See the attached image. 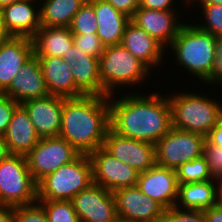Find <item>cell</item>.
Instances as JSON below:
<instances>
[{"label": "cell", "mask_w": 222, "mask_h": 222, "mask_svg": "<svg viewBox=\"0 0 222 222\" xmlns=\"http://www.w3.org/2000/svg\"><path fill=\"white\" fill-rule=\"evenodd\" d=\"M110 128L117 134L155 144L171 128V108L167 96L124 95L109 101Z\"/></svg>", "instance_id": "6da1fadb"}, {"label": "cell", "mask_w": 222, "mask_h": 222, "mask_svg": "<svg viewBox=\"0 0 222 222\" xmlns=\"http://www.w3.org/2000/svg\"><path fill=\"white\" fill-rule=\"evenodd\" d=\"M111 96L82 95L63 98L59 136L81 154H90L102 147L110 128Z\"/></svg>", "instance_id": "7a4b0ae2"}, {"label": "cell", "mask_w": 222, "mask_h": 222, "mask_svg": "<svg viewBox=\"0 0 222 222\" xmlns=\"http://www.w3.org/2000/svg\"><path fill=\"white\" fill-rule=\"evenodd\" d=\"M169 97L172 127L207 137L222 120V105L204 95L174 94Z\"/></svg>", "instance_id": "3957f363"}, {"label": "cell", "mask_w": 222, "mask_h": 222, "mask_svg": "<svg viewBox=\"0 0 222 222\" xmlns=\"http://www.w3.org/2000/svg\"><path fill=\"white\" fill-rule=\"evenodd\" d=\"M170 47L178 64L204 81L211 72L215 58L216 37L196 25L183 24Z\"/></svg>", "instance_id": "277c9868"}, {"label": "cell", "mask_w": 222, "mask_h": 222, "mask_svg": "<svg viewBox=\"0 0 222 222\" xmlns=\"http://www.w3.org/2000/svg\"><path fill=\"white\" fill-rule=\"evenodd\" d=\"M93 184L92 163L88 154H80L37 183V200L71 201Z\"/></svg>", "instance_id": "5b68a950"}, {"label": "cell", "mask_w": 222, "mask_h": 222, "mask_svg": "<svg viewBox=\"0 0 222 222\" xmlns=\"http://www.w3.org/2000/svg\"><path fill=\"white\" fill-rule=\"evenodd\" d=\"M150 70L122 44L107 46L99 58L101 96L113 95L118 85L138 84ZM117 85V86H116Z\"/></svg>", "instance_id": "8992f818"}, {"label": "cell", "mask_w": 222, "mask_h": 222, "mask_svg": "<svg viewBox=\"0 0 222 222\" xmlns=\"http://www.w3.org/2000/svg\"><path fill=\"white\" fill-rule=\"evenodd\" d=\"M37 202V183L26 157L10 154L0 163V204L11 207Z\"/></svg>", "instance_id": "52a82bcc"}, {"label": "cell", "mask_w": 222, "mask_h": 222, "mask_svg": "<svg viewBox=\"0 0 222 222\" xmlns=\"http://www.w3.org/2000/svg\"><path fill=\"white\" fill-rule=\"evenodd\" d=\"M205 141L202 135L172 127L155 143L156 165L177 170L202 156Z\"/></svg>", "instance_id": "ba28073f"}, {"label": "cell", "mask_w": 222, "mask_h": 222, "mask_svg": "<svg viewBox=\"0 0 222 222\" xmlns=\"http://www.w3.org/2000/svg\"><path fill=\"white\" fill-rule=\"evenodd\" d=\"M80 154L66 139L56 136L40 138L25 157L29 171L38 183L62 165L75 160Z\"/></svg>", "instance_id": "9c48e42d"}, {"label": "cell", "mask_w": 222, "mask_h": 222, "mask_svg": "<svg viewBox=\"0 0 222 222\" xmlns=\"http://www.w3.org/2000/svg\"><path fill=\"white\" fill-rule=\"evenodd\" d=\"M92 163L93 183L114 192L137 185V170L116 159L103 146L89 154Z\"/></svg>", "instance_id": "30bf717a"}, {"label": "cell", "mask_w": 222, "mask_h": 222, "mask_svg": "<svg viewBox=\"0 0 222 222\" xmlns=\"http://www.w3.org/2000/svg\"><path fill=\"white\" fill-rule=\"evenodd\" d=\"M103 147L116 159L143 172L156 165L155 144L124 137L108 129Z\"/></svg>", "instance_id": "8fae6325"}, {"label": "cell", "mask_w": 222, "mask_h": 222, "mask_svg": "<svg viewBox=\"0 0 222 222\" xmlns=\"http://www.w3.org/2000/svg\"><path fill=\"white\" fill-rule=\"evenodd\" d=\"M117 215L127 222H160L165 208L142 193L137 186L113 192Z\"/></svg>", "instance_id": "7c38bea8"}, {"label": "cell", "mask_w": 222, "mask_h": 222, "mask_svg": "<svg viewBox=\"0 0 222 222\" xmlns=\"http://www.w3.org/2000/svg\"><path fill=\"white\" fill-rule=\"evenodd\" d=\"M71 201L81 222H105L117 215L113 192L94 183Z\"/></svg>", "instance_id": "4fadbf2b"}, {"label": "cell", "mask_w": 222, "mask_h": 222, "mask_svg": "<svg viewBox=\"0 0 222 222\" xmlns=\"http://www.w3.org/2000/svg\"><path fill=\"white\" fill-rule=\"evenodd\" d=\"M136 186L165 209L175 206L177 202L178 181L174 169L155 165L139 174Z\"/></svg>", "instance_id": "5bb4252c"}, {"label": "cell", "mask_w": 222, "mask_h": 222, "mask_svg": "<svg viewBox=\"0 0 222 222\" xmlns=\"http://www.w3.org/2000/svg\"><path fill=\"white\" fill-rule=\"evenodd\" d=\"M21 105L26 109L40 138L59 136L62 123V97L48 95L26 101Z\"/></svg>", "instance_id": "9a60e30c"}, {"label": "cell", "mask_w": 222, "mask_h": 222, "mask_svg": "<svg viewBox=\"0 0 222 222\" xmlns=\"http://www.w3.org/2000/svg\"><path fill=\"white\" fill-rule=\"evenodd\" d=\"M19 104L49 95L38 57L28 59L4 92Z\"/></svg>", "instance_id": "2e32d148"}, {"label": "cell", "mask_w": 222, "mask_h": 222, "mask_svg": "<svg viewBox=\"0 0 222 222\" xmlns=\"http://www.w3.org/2000/svg\"><path fill=\"white\" fill-rule=\"evenodd\" d=\"M177 17L173 10L159 11L138 7L130 20L165 47L167 43L171 45L184 24L178 22Z\"/></svg>", "instance_id": "e0dca14e"}, {"label": "cell", "mask_w": 222, "mask_h": 222, "mask_svg": "<svg viewBox=\"0 0 222 222\" xmlns=\"http://www.w3.org/2000/svg\"><path fill=\"white\" fill-rule=\"evenodd\" d=\"M62 58L71 66L75 84L84 95L101 96L99 58L84 53L75 44L64 53Z\"/></svg>", "instance_id": "ac0fdd59"}, {"label": "cell", "mask_w": 222, "mask_h": 222, "mask_svg": "<svg viewBox=\"0 0 222 222\" xmlns=\"http://www.w3.org/2000/svg\"><path fill=\"white\" fill-rule=\"evenodd\" d=\"M33 55V42L28 37L11 36L0 45V93L9 88L23 64Z\"/></svg>", "instance_id": "d6986e66"}, {"label": "cell", "mask_w": 222, "mask_h": 222, "mask_svg": "<svg viewBox=\"0 0 222 222\" xmlns=\"http://www.w3.org/2000/svg\"><path fill=\"white\" fill-rule=\"evenodd\" d=\"M39 59L43 77L49 92L62 98L84 95L76 86L71 66L58 56H36Z\"/></svg>", "instance_id": "ffe728a7"}, {"label": "cell", "mask_w": 222, "mask_h": 222, "mask_svg": "<svg viewBox=\"0 0 222 222\" xmlns=\"http://www.w3.org/2000/svg\"><path fill=\"white\" fill-rule=\"evenodd\" d=\"M33 1L19 0L0 9L4 26L11 36L32 38L41 27L40 10H34Z\"/></svg>", "instance_id": "44dd1931"}, {"label": "cell", "mask_w": 222, "mask_h": 222, "mask_svg": "<svg viewBox=\"0 0 222 222\" xmlns=\"http://www.w3.org/2000/svg\"><path fill=\"white\" fill-rule=\"evenodd\" d=\"M121 44L149 70L161 62L164 47L131 20L126 24Z\"/></svg>", "instance_id": "7402d4cb"}, {"label": "cell", "mask_w": 222, "mask_h": 222, "mask_svg": "<svg viewBox=\"0 0 222 222\" xmlns=\"http://www.w3.org/2000/svg\"><path fill=\"white\" fill-rule=\"evenodd\" d=\"M3 138L10 154L25 156L38 143L40 137L21 104L15 108Z\"/></svg>", "instance_id": "603a6c76"}, {"label": "cell", "mask_w": 222, "mask_h": 222, "mask_svg": "<svg viewBox=\"0 0 222 222\" xmlns=\"http://www.w3.org/2000/svg\"><path fill=\"white\" fill-rule=\"evenodd\" d=\"M94 9L98 23L97 36L102 44L112 46L121 44L126 24L130 18L116 10L105 0H87Z\"/></svg>", "instance_id": "cb8c5ba5"}, {"label": "cell", "mask_w": 222, "mask_h": 222, "mask_svg": "<svg viewBox=\"0 0 222 222\" xmlns=\"http://www.w3.org/2000/svg\"><path fill=\"white\" fill-rule=\"evenodd\" d=\"M35 56H58L73 45V34L69 27H47L41 25L31 38Z\"/></svg>", "instance_id": "d4e9b609"}, {"label": "cell", "mask_w": 222, "mask_h": 222, "mask_svg": "<svg viewBox=\"0 0 222 222\" xmlns=\"http://www.w3.org/2000/svg\"><path fill=\"white\" fill-rule=\"evenodd\" d=\"M213 180L178 184V198L175 206L184 209L207 210L217 205V185Z\"/></svg>", "instance_id": "484cf974"}, {"label": "cell", "mask_w": 222, "mask_h": 222, "mask_svg": "<svg viewBox=\"0 0 222 222\" xmlns=\"http://www.w3.org/2000/svg\"><path fill=\"white\" fill-rule=\"evenodd\" d=\"M40 24L47 27H69L75 14L87 0H43Z\"/></svg>", "instance_id": "4316f807"}, {"label": "cell", "mask_w": 222, "mask_h": 222, "mask_svg": "<svg viewBox=\"0 0 222 222\" xmlns=\"http://www.w3.org/2000/svg\"><path fill=\"white\" fill-rule=\"evenodd\" d=\"M178 184L197 183L212 180L208 164L203 156L181 165L177 170Z\"/></svg>", "instance_id": "83f0119b"}, {"label": "cell", "mask_w": 222, "mask_h": 222, "mask_svg": "<svg viewBox=\"0 0 222 222\" xmlns=\"http://www.w3.org/2000/svg\"><path fill=\"white\" fill-rule=\"evenodd\" d=\"M44 208L48 222H81L72 201L37 200Z\"/></svg>", "instance_id": "f1b7e54d"}, {"label": "cell", "mask_w": 222, "mask_h": 222, "mask_svg": "<svg viewBox=\"0 0 222 222\" xmlns=\"http://www.w3.org/2000/svg\"><path fill=\"white\" fill-rule=\"evenodd\" d=\"M98 23L93 6L86 1L69 25L72 34L97 33Z\"/></svg>", "instance_id": "f546056e"}, {"label": "cell", "mask_w": 222, "mask_h": 222, "mask_svg": "<svg viewBox=\"0 0 222 222\" xmlns=\"http://www.w3.org/2000/svg\"><path fill=\"white\" fill-rule=\"evenodd\" d=\"M205 25H196L200 30L211 33L215 37L222 35V4H211L201 6Z\"/></svg>", "instance_id": "4dcf8cb0"}, {"label": "cell", "mask_w": 222, "mask_h": 222, "mask_svg": "<svg viewBox=\"0 0 222 222\" xmlns=\"http://www.w3.org/2000/svg\"><path fill=\"white\" fill-rule=\"evenodd\" d=\"M173 206L164 210L160 222H205L204 210H191Z\"/></svg>", "instance_id": "1f68e13d"}, {"label": "cell", "mask_w": 222, "mask_h": 222, "mask_svg": "<svg viewBox=\"0 0 222 222\" xmlns=\"http://www.w3.org/2000/svg\"><path fill=\"white\" fill-rule=\"evenodd\" d=\"M73 44L84 53L95 58H100L105 49L97 33L73 34Z\"/></svg>", "instance_id": "d6a6232c"}, {"label": "cell", "mask_w": 222, "mask_h": 222, "mask_svg": "<svg viewBox=\"0 0 222 222\" xmlns=\"http://www.w3.org/2000/svg\"><path fill=\"white\" fill-rule=\"evenodd\" d=\"M13 222H48V218L44 208L35 202L30 205L15 206Z\"/></svg>", "instance_id": "836d02e7"}, {"label": "cell", "mask_w": 222, "mask_h": 222, "mask_svg": "<svg viewBox=\"0 0 222 222\" xmlns=\"http://www.w3.org/2000/svg\"><path fill=\"white\" fill-rule=\"evenodd\" d=\"M205 161L208 164L209 173L213 180L222 178V148L213 146L205 141L203 153Z\"/></svg>", "instance_id": "e575fe53"}, {"label": "cell", "mask_w": 222, "mask_h": 222, "mask_svg": "<svg viewBox=\"0 0 222 222\" xmlns=\"http://www.w3.org/2000/svg\"><path fill=\"white\" fill-rule=\"evenodd\" d=\"M19 105L9 96L0 93V135L3 136L9 126L15 108Z\"/></svg>", "instance_id": "d590c367"}, {"label": "cell", "mask_w": 222, "mask_h": 222, "mask_svg": "<svg viewBox=\"0 0 222 222\" xmlns=\"http://www.w3.org/2000/svg\"><path fill=\"white\" fill-rule=\"evenodd\" d=\"M207 83H222V35L216 37L215 58L210 75L204 80Z\"/></svg>", "instance_id": "8d00e7d4"}, {"label": "cell", "mask_w": 222, "mask_h": 222, "mask_svg": "<svg viewBox=\"0 0 222 222\" xmlns=\"http://www.w3.org/2000/svg\"><path fill=\"white\" fill-rule=\"evenodd\" d=\"M109 2L116 10L123 13L130 19L135 10L139 7V0H105Z\"/></svg>", "instance_id": "74e56055"}, {"label": "cell", "mask_w": 222, "mask_h": 222, "mask_svg": "<svg viewBox=\"0 0 222 222\" xmlns=\"http://www.w3.org/2000/svg\"><path fill=\"white\" fill-rule=\"evenodd\" d=\"M173 1L174 0H139V7L159 11L173 10L171 8Z\"/></svg>", "instance_id": "f35d334b"}, {"label": "cell", "mask_w": 222, "mask_h": 222, "mask_svg": "<svg viewBox=\"0 0 222 222\" xmlns=\"http://www.w3.org/2000/svg\"><path fill=\"white\" fill-rule=\"evenodd\" d=\"M206 141L213 146L222 148V120L208 133Z\"/></svg>", "instance_id": "ab89813d"}, {"label": "cell", "mask_w": 222, "mask_h": 222, "mask_svg": "<svg viewBox=\"0 0 222 222\" xmlns=\"http://www.w3.org/2000/svg\"><path fill=\"white\" fill-rule=\"evenodd\" d=\"M205 222H222V208L218 205L204 210Z\"/></svg>", "instance_id": "60d3db41"}, {"label": "cell", "mask_w": 222, "mask_h": 222, "mask_svg": "<svg viewBox=\"0 0 222 222\" xmlns=\"http://www.w3.org/2000/svg\"><path fill=\"white\" fill-rule=\"evenodd\" d=\"M14 207L0 204V222H13Z\"/></svg>", "instance_id": "b9f144b4"}, {"label": "cell", "mask_w": 222, "mask_h": 222, "mask_svg": "<svg viewBox=\"0 0 222 222\" xmlns=\"http://www.w3.org/2000/svg\"><path fill=\"white\" fill-rule=\"evenodd\" d=\"M10 155L7 144L3 138V136L0 135V163L8 156Z\"/></svg>", "instance_id": "7bdbcfd3"}, {"label": "cell", "mask_w": 222, "mask_h": 222, "mask_svg": "<svg viewBox=\"0 0 222 222\" xmlns=\"http://www.w3.org/2000/svg\"><path fill=\"white\" fill-rule=\"evenodd\" d=\"M10 37L11 35L6 30L0 14V45L6 42Z\"/></svg>", "instance_id": "ee69618b"}, {"label": "cell", "mask_w": 222, "mask_h": 222, "mask_svg": "<svg viewBox=\"0 0 222 222\" xmlns=\"http://www.w3.org/2000/svg\"><path fill=\"white\" fill-rule=\"evenodd\" d=\"M216 182H218L217 186V205L222 208V178L218 179Z\"/></svg>", "instance_id": "f6af8a7d"}, {"label": "cell", "mask_w": 222, "mask_h": 222, "mask_svg": "<svg viewBox=\"0 0 222 222\" xmlns=\"http://www.w3.org/2000/svg\"><path fill=\"white\" fill-rule=\"evenodd\" d=\"M193 2V0H189L188 2ZM201 3L200 6L211 5V4H222V0H197Z\"/></svg>", "instance_id": "bcb514c9"}, {"label": "cell", "mask_w": 222, "mask_h": 222, "mask_svg": "<svg viewBox=\"0 0 222 222\" xmlns=\"http://www.w3.org/2000/svg\"><path fill=\"white\" fill-rule=\"evenodd\" d=\"M105 222H127L124 218H122L121 216L119 215H116L115 217H113L112 219L110 220H107Z\"/></svg>", "instance_id": "7dc6e473"}, {"label": "cell", "mask_w": 222, "mask_h": 222, "mask_svg": "<svg viewBox=\"0 0 222 222\" xmlns=\"http://www.w3.org/2000/svg\"><path fill=\"white\" fill-rule=\"evenodd\" d=\"M19 0H0V9Z\"/></svg>", "instance_id": "c3c4849f"}]
</instances>
